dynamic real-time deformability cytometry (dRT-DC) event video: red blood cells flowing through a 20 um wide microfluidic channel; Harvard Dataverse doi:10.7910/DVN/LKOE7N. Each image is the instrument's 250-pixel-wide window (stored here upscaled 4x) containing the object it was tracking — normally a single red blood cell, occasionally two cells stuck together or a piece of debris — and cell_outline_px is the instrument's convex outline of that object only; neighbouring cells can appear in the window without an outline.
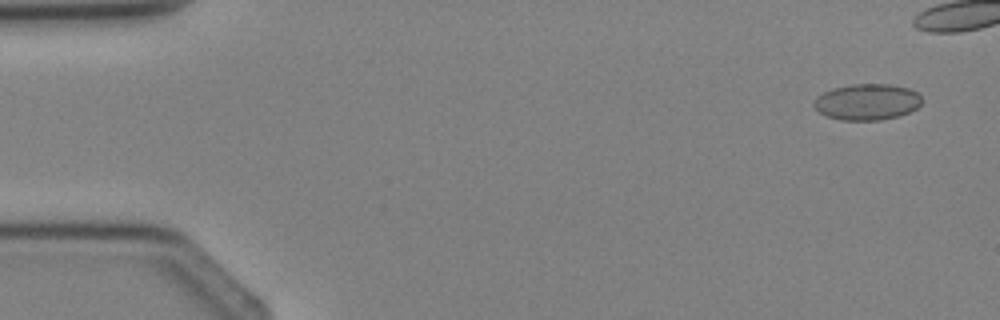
{"species": "Egyptian fruit bat (a non-hibernating species)", "species_latin": "Rousettus aegyptiacus", "temperature_condition": "cold", "stored_images_in_passage": 4, "camera_frame_rate_fps": 3000, "um_per_image_px": 0.085, "animal": {"sex": "female"}, "frame": {"image": 1, "passage_image": 1, "time_ms": 0.0, "image_size_px": [1000, 320], "cell_outline_px": [[924, 100], [916, 108], [900, 116], [880, 120], [840, 120], [824, 116], [812, 104], [816, 96], [832, 88], [852, 84], [888, 84], [908, 88], [916, 92]], "centroid_in_image_um": [73.68, 8.67], "position_along_channel_um": 11.3, "area_um2": 22.89}}
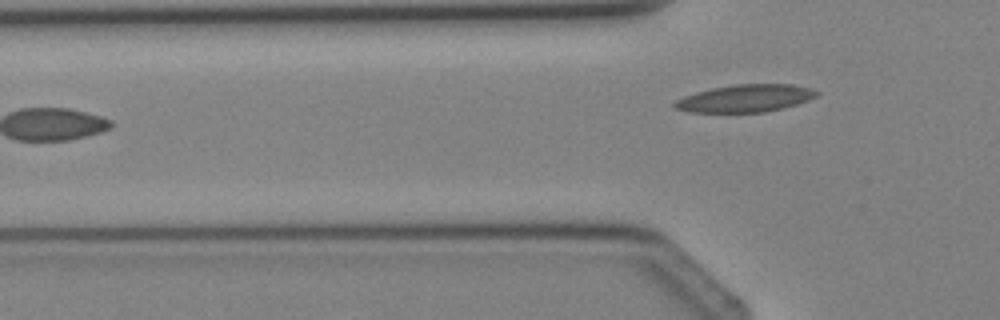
{"frame": {"image": 2, "passage_image": 4, "time_ms": 4.333, "image_size_px": [1000, 320], "cell_outline_px": [[820, 92], [816, 96], [808, 100], [796, 104], [764, 112], [688, 112], [676, 108], [672, 104], [676, 100], [684, 96], [696, 92], [712, 88], [736, 84], [792, 84], [812, 88]], "centroid_in_image_um": [63.35, 8.35], "position_along_channel_um": 62.4, "area_um2": 22.6}}